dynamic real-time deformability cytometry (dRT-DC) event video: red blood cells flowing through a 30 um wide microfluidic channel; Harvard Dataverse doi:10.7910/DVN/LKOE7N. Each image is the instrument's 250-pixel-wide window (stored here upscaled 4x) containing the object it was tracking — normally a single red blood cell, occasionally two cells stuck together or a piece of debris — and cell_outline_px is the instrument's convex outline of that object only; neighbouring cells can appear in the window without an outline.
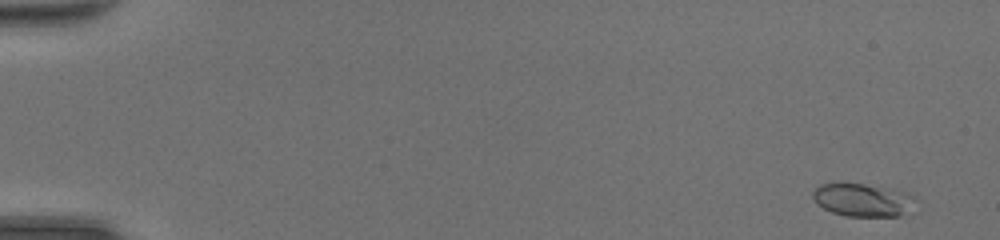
{"species": "common noctule bat (a hibernating species)", "species_latin": "Nyctalus noctula", "temperature_condition": "room temperature", "stored_images_in_passage": 49, "camera_frame_rate_fps": 3000, "um_per_image_px": 0.085, "animal": {"sex": "female", "body_mass_g": 20.0, "forearm_length_mm": 54.0}, "frame": {"image": 1, "passage_image": 3, "time_ms": 0.667, "image_size_px": [1000, 240], "cell_outline_px": [[912, 196], [900, 216], [844, 216], [832, 212], [816, 204], [812, 196], [812, 192], [820, 184], [832, 180], [840, 180], [892, 188], [904, 192]], "centroid_in_image_um": [73.11, 16.93], "position_along_channel_um": 11.9, "area_um2": 19.77}}
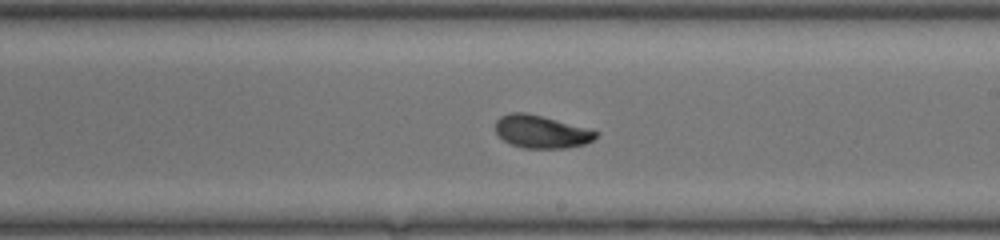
{"frame": {"image": 2, "passage_image": 30, "time_ms": 9.667, "image_size_px": [1000, 240], "cell_outline_px": [[600, 132], [592, 140], [584, 144], [564, 148], [524, 148], [512, 144], [504, 140], [496, 132], [496, 120], [500, 116], [508, 112], [524, 112], [556, 120]], "centroid_in_image_um": [45.98, 11.19], "position_along_channel_um": 243.0, "area_um2": 18.84}}
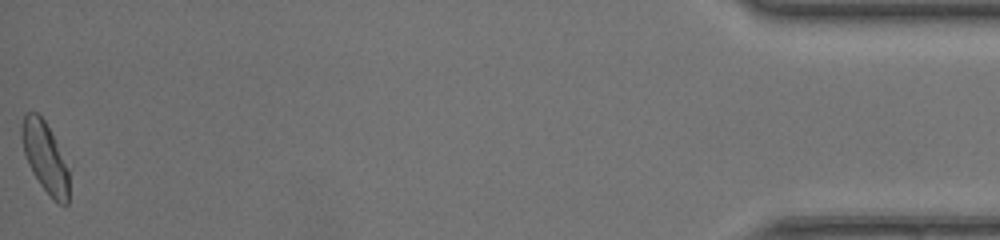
{"frame": {"image": 3, "passage_image": 49, "time_ms": 16.0, "image_size_px": [1000, 240], "cell_outline_px": [[68, 204], [60, 204], [40, 184], [32, 172], [28, 164], [24, 152], [20, 136], [20, 128], [24, 112], [36, 112], [44, 120], [68, 168]], "centroid_in_image_um": [3.78, 13.32], "position_along_channel_um": 431.4, "area_um2": 18.84}, "authors_computed_cell_mechanics": {"area_um2": 19.074, "velocity_mm_per_s": 4.3878, "shape_relaxation_time_tau1_ms": 2.8906, "shape_relaxation_time_tau2_ms": 1.4863, "deformation_change_tau1": 0.1268, "deformation_change_tau2": 0.0569}}